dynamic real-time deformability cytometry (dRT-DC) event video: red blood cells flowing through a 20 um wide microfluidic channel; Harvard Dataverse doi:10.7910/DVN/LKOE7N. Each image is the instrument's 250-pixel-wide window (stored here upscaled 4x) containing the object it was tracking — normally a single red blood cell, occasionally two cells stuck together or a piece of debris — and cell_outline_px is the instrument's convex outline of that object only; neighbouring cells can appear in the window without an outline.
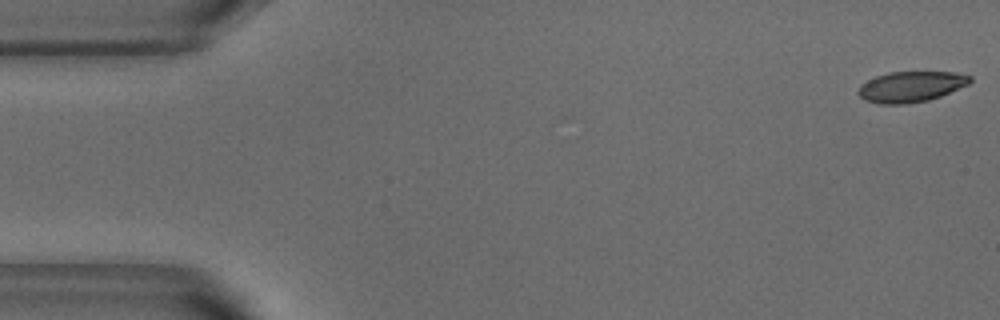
{"species": "common noctule bat (a hibernating species)", "species_latin": "Nyctalus noctula", "temperature_condition": "warm", "stored_images_in_passage": 52, "camera_frame_rate_fps": 3000, "um_per_image_px": 0.085, "animal": {"sex": "male", "body_mass_g": 18.8}, "frame": {"image": 1, "passage_image": 1, "time_ms": 0.0, "image_size_px": [1000, 320], "cell_outline_px": [[972, 80], [968, 84], [940, 96], [928, 100], [904, 104], [880, 104], [864, 100], [856, 92], [860, 84], [876, 76], [888, 72], [956, 72], [972, 76]], "centroid_in_image_um": [77.4, 7.36], "position_along_channel_um": 7.6, "area_um2": 20.0}}
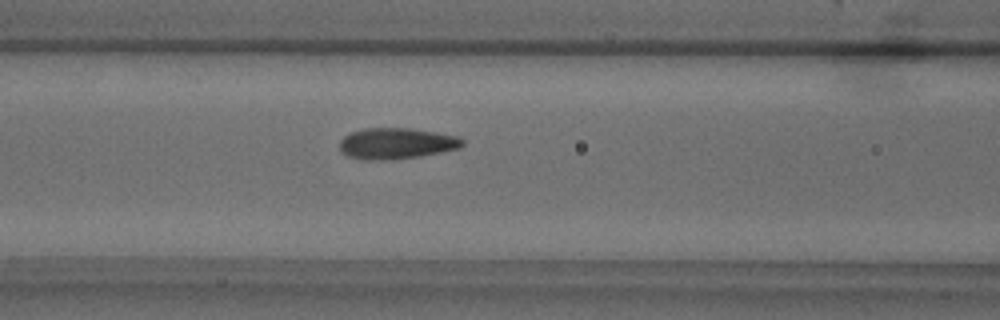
{"frame": {"image": 2, "passage_image": 21, "time_ms": 6.667, "image_size_px": [1000, 320], "cell_outline_px": [[464, 144], [460, 148], [420, 156], [380, 160], [364, 160], [348, 156], [340, 152], [340, 140], [344, 136], [352, 132], [364, 128], [408, 128], [456, 136], [464, 140]], "centroid_in_image_um": [33.66, 12.19], "position_along_channel_um": 132.9, "area_um2": 22.02}}
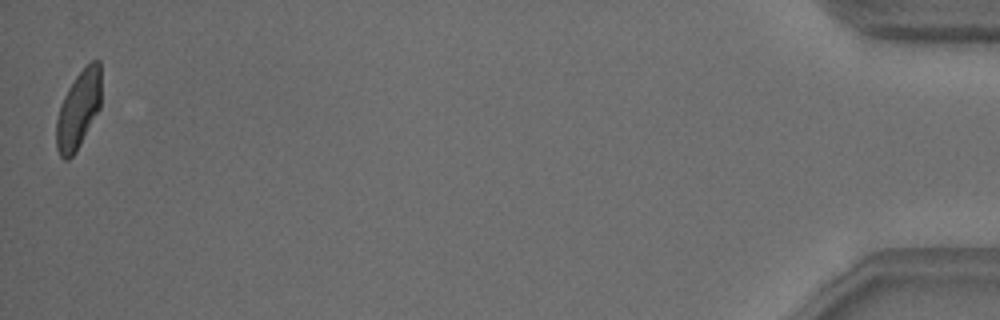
{"frame": {"image": 3, "passage_image": 52, "time_ms": 17.0, "image_size_px": [1000, 320], "cell_outline_px": [[100, 108], [76, 152], [68, 160], [64, 160], [60, 156], [56, 148], [56, 120], [60, 104], [68, 88], [76, 76], [92, 60], [100, 60]], "centroid_in_image_um": [6.65, 9.35], "position_along_channel_um": 428.6, "area_um2": 20.29}, "authors_computed_cell_mechanics": {"area_um2": 21.2993, "velocity_mm_per_s": 3.7942, "shape_relaxation_time_tau1_ms": 4.4779, "shape_relaxation_time_tau2_ms": 0.8159, "deformation_change_tau1": 0.1494, "deformation_change_tau2": 0.0546}}